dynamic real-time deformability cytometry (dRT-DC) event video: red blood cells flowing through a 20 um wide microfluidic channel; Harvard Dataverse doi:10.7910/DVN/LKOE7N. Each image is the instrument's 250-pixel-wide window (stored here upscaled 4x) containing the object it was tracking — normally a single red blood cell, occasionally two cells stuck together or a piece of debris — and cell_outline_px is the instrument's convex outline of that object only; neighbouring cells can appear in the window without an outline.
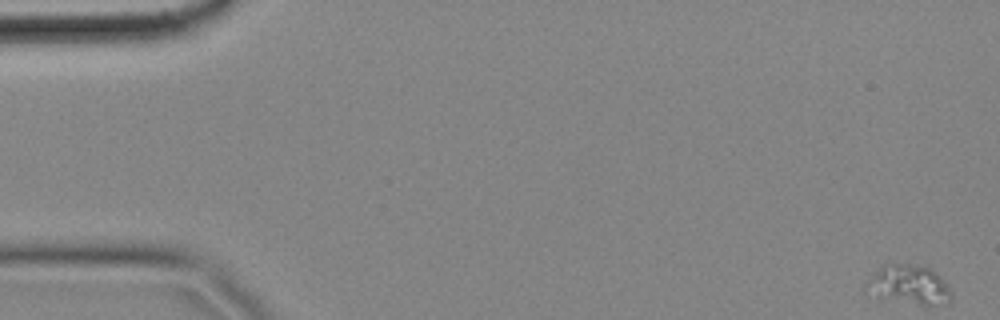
{"species": "common noctule bat (a hibernating species)", "species_latin": "Nyctalus noctula", "temperature_condition": "cold", "stored_images_in_passage": 59, "camera_frame_rate_fps": 3000, "um_per_image_px": 0.085, "animal": {"sex": "female", "body_mass_g": 18.4}, "frame": {"image": 1, "passage_image": 1, "time_ms": 0.0, "image_size_px": [1000, 320], "cell_outline_px": [[952, 296], [944, 304], [920, 304], [880, 296], [868, 284], [876, 272], [888, 260], [916, 264], [928, 268], [940, 276], [952, 292]], "centroid_in_image_um": [77.37, 24.12], "position_along_channel_um": 7.6, "area_um2": 18.5}}
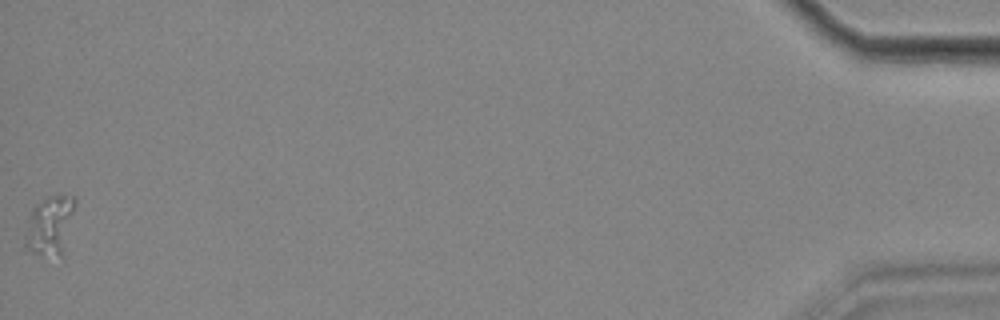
{"frame": {"image": 2, "passage_image": 59, "time_ms": 19.333, "image_size_px": [1000, 320], "cell_outline_px": [[76, 204], [64, 256], [60, 256], [32, 252], [24, 248], [24, 244], [32, 208], [36, 204], [48, 196], [76, 196]], "centroid_in_image_um": [4.3, 19.16], "position_along_channel_um": 430.9, "area_um2": 17.17}}